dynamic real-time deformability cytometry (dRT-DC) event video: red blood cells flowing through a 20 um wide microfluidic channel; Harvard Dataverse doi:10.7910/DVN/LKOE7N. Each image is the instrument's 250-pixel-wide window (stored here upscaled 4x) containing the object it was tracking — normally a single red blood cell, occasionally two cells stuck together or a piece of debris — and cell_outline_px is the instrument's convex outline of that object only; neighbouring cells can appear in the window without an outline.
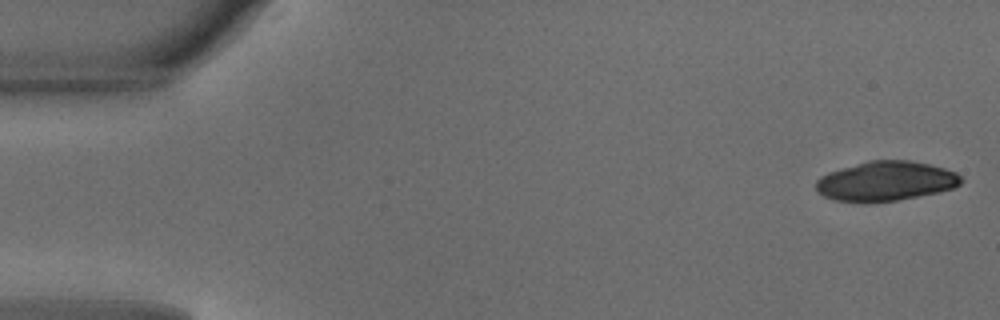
{"species": "common noctule bat (a hibernating species)", "species_latin": "Nyctalus noctula", "temperature_condition": "warm", "stored_images_in_passage": 30, "camera_frame_rate_fps": 3000, "um_per_image_px": 0.085, "animal": {"sex": "male", "body_mass_g": 18.8}, "frame": {"image": 1, "passage_image": 1, "time_ms": 0.0, "image_size_px": [1000, 320], "cell_outline_px": [[964, 180], [960, 184], [952, 188], [940, 192], [896, 200], [868, 204], [864, 204], [836, 200], [824, 196], [816, 192], [816, 180], [820, 176], [828, 172], [868, 160], [908, 160], [928, 164], [944, 168], [956, 172]], "centroid_in_image_um": [75.26, 15.41], "position_along_channel_um": 9.7, "area_um2": 33.87}}
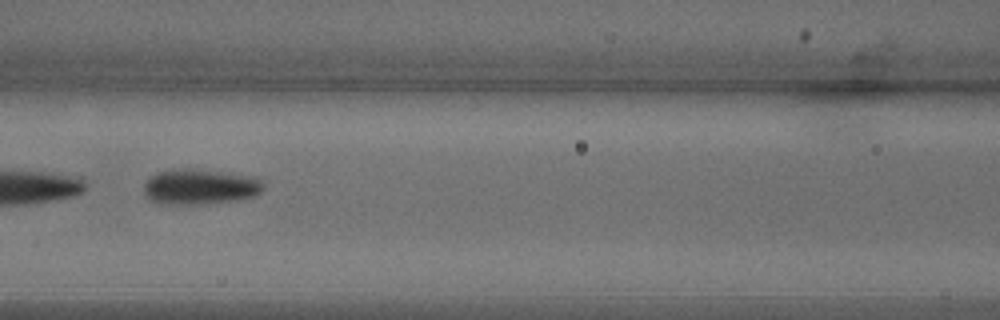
{"frame": {"image": 2, "passage_image": 21, "time_ms": 6.667, "image_size_px": [1000, 320], "cell_outline_px": [[264, 188], [256, 196], [240, 200], [208, 204], [156, 204], [148, 200], [144, 192], [144, 184], [152, 176], [160, 172], [180, 168], [192, 168], [260, 176]], "centroid_in_image_um": [17.06, 15.88], "position_along_channel_um": 149.5, "area_um2": 25.32}}
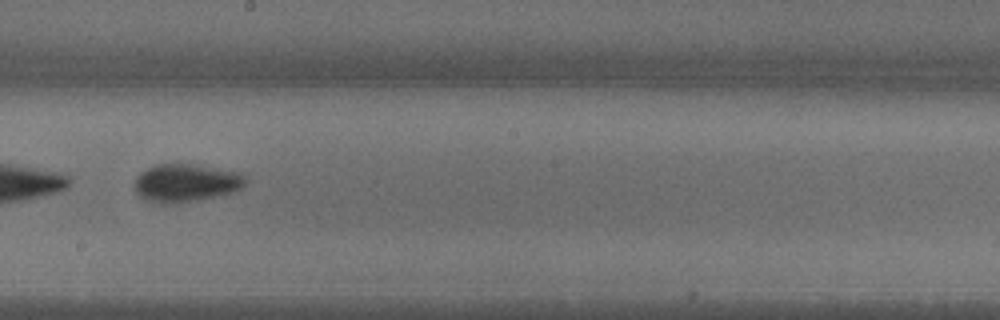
{"frame": {"image": 3, "passage_image": 27, "time_ms": 8.667, "image_size_px": [1000, 320], "cell_outline_px": [[244, 184], [240, 188], [232, 192], [216, 196], [196, 200], [168, 204], [160, 204], [144, 200], [136, 192], [132, 184], [136, 176], [140, 172], [156, 164], [188, 164], [240, 172], [244, 176]], "centroid_in_image_um": [15.71, 15.55], "position_along_channel_um": 232.5, "area_um2": 24.45}}